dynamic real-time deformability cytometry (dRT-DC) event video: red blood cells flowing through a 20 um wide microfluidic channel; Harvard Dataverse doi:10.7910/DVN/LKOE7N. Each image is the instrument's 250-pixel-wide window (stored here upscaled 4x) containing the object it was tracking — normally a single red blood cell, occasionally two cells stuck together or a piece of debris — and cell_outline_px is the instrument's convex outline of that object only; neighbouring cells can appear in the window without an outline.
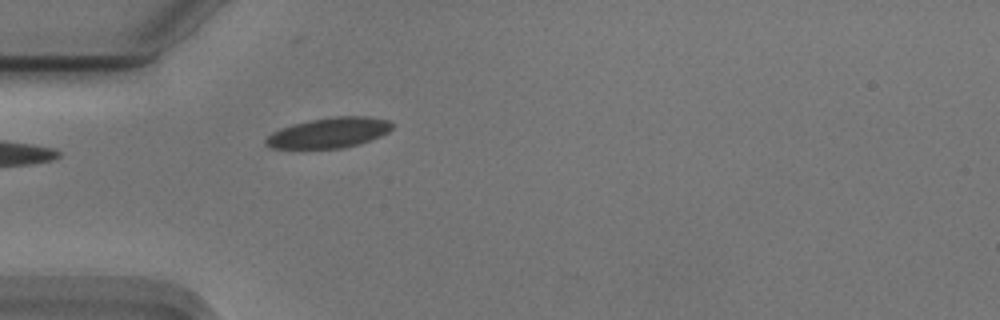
{"species": "Egyptian fruit bat (a non-hibernating species)", "species_latin": "Rousettus aegyptiacus", "temperature_condition": "cold", "stored_images_in_passage": 36, "camera_frame_rate_fps": 3000, "um_per_image_px": 0.085, "animal": {"sex": "male"}, "frame": {"image": 1, "passage_image": 1, "time_ms": 0.0, "image_size_px": [1000, 320], "cell_outline_px": [[392, 128], [388, 132], [380, 136], [356, 144], [340, 148], [272, 148], [264, 144], [264, 140], [272, 132], [308, 120], [336, 116], [368, 116], [388, 120], [392, 124]], "centroid_in_image_um": [27.96, 11.27], "position_along_channel_um": 57.0, "area_um2": 21.91}}
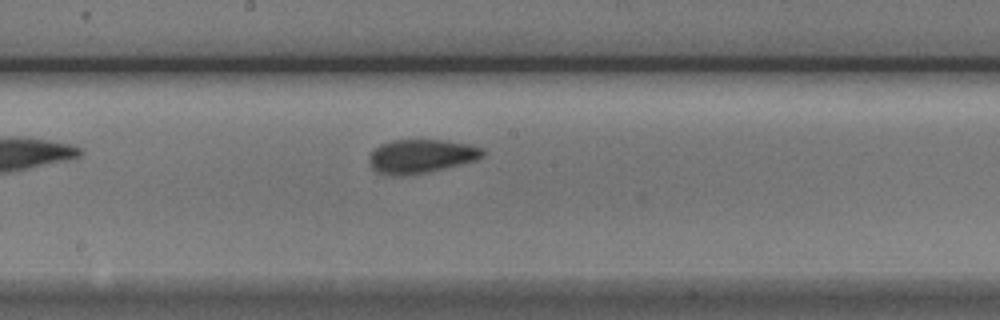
{"frame": {"image": 2, "passage_image": 14, "time_ms": 4.333, "image_size_px": [1000, 320], "cell_outline_px": [[484, 156], [476, 160], [424, 172], [400, 176], [392, 176], [376, 172], [372, 168], [368, 160], [368, 156], [380, 144], [392, 140], [444, 140], [468, 144], [484, 148]], "centroid_in_image_um": [35.76, 13.27], "position_along_channel_um": 212.4, "area_um2": 22.2}}
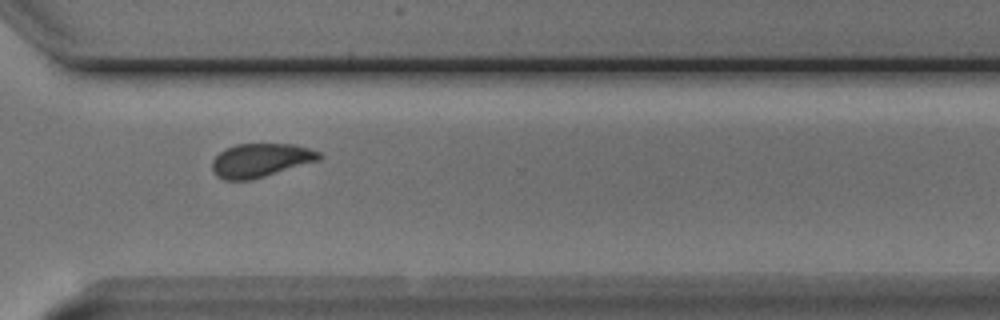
{"frame": {"image": 3, "passage_image": 25, "time_ms": 8.0, "image_size_px": [1000, 320], "cell_outline_px": [[324, 156], [320, 160], [252, 180], [224, 180], [216, 176], [212, 168], [212, 160], [224, 148], [236, 144], [292, 144], [308, 148], [320, 152]], "centroid_in_image_um": [22.15, 13.62], "position_along_channel_um": 348.5, "area_um2": 21.15}}